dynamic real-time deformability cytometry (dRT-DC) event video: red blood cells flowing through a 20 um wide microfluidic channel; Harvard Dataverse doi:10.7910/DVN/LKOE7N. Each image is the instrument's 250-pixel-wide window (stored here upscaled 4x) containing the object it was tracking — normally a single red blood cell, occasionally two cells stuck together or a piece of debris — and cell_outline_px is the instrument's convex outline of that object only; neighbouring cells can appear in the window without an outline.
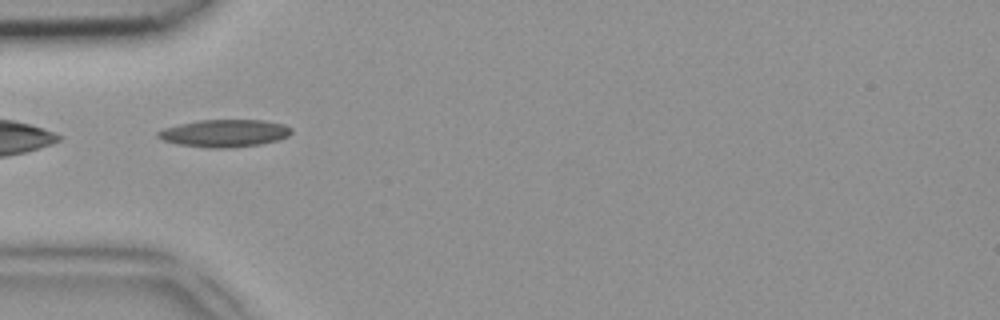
{"species": "common noctule bat (a hibernating species)", "species_latin": "Nyctalus noctula", "temperature_condition": "room temperature", "stored_images_in_passage": 34, "camera_frame_rate_fps": 3000, "um_per_image_px": 0.085, "animal": {"sex": "female", "body_mass_g": 18.4}, "frame": {"image": 1, "passage_image": 1, "time_ms": 0.0, "image_size_px": [1000, 320], "cell_outline_px": [[292, 132], [288, 136], [280, 140], [260, 144], [232, 148], [208, 148], [176, 144], [164, 140], [156, 136], [156, 132], [164, 128], [180, 124], [200, 120], [264, 120], [284, 124], [292, 128]], "centroid_in_image_um": [19.11, 11.33], "position_along_channel_um": 65.9, "area_um2": 21.5}}
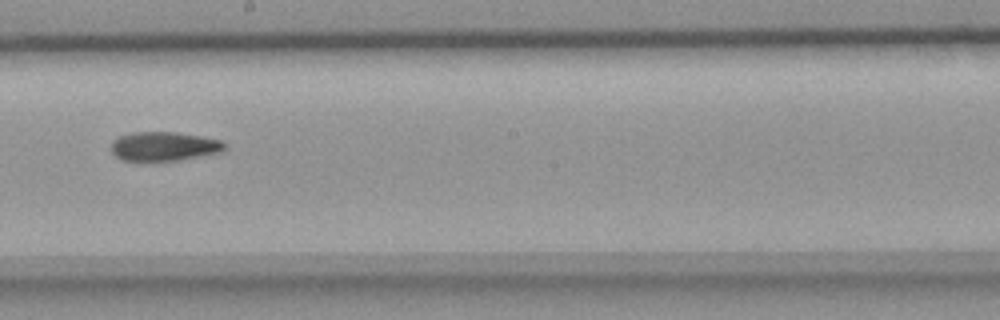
{"frame": {"image": 2, "passage_image": 13, "time_ms": 4.0, "image_size_px": [1000, 320], "cell_outline_px": [[228, 144], [220, 152], [176, 160], [124, 160], [116, 156], [112, 152], [112, 140], [120, 136], [132, 132], [176, 132], [200, 136], [220, 140]], "centroid_in_image_um": [13.93, 12.42], "position_along_channel_um": 234.3, "area_um2": 18.9}}
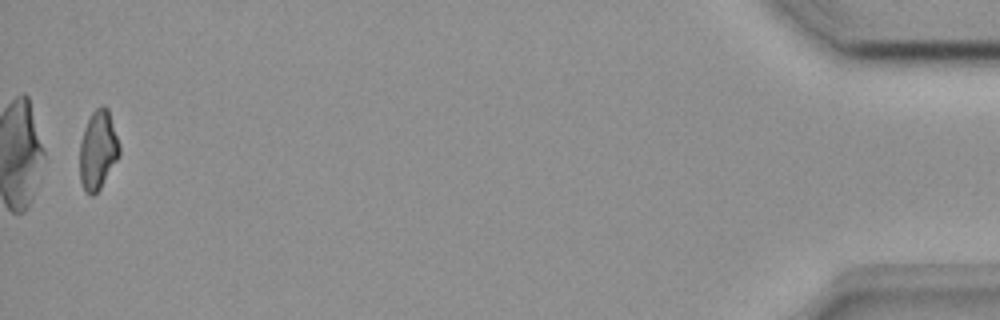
{"frame": {"image": 3, "passage_image": 33, "time_ms": 10.667, "image_size_px": [1000, 320], "cell_outline_px": [[120, 156], [100, 188], [92, 196], [88, 196], [80, 180], [80, 140], [84, 128], [92, 112], [100, 104], [104, 104], [108, 108], [120, 144]], "centroid_in_image_um": [8.34, 12.73], "position_along_channel_um": 426.9, "area_um2": 18.44}}